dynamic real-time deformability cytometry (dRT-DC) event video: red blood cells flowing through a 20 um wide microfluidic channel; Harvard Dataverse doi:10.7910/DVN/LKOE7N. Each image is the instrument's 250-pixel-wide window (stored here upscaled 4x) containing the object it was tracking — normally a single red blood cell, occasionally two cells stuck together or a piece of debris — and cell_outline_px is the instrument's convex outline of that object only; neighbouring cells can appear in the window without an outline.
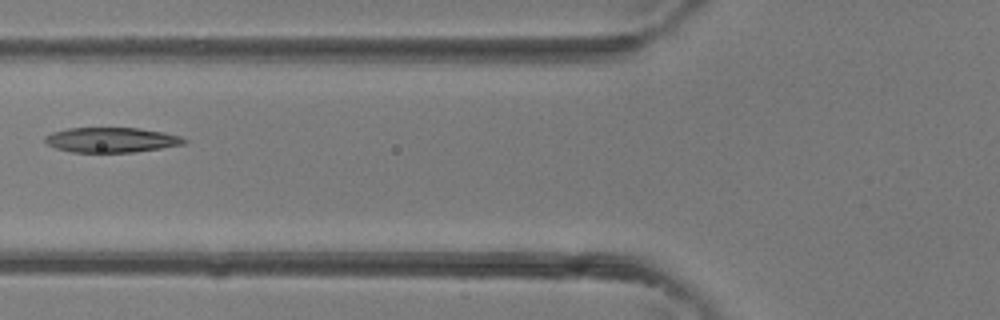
{"species": "common noctule bat (a hibernating species)", "species_latin": "Nyctalus noctula", "temperature_condition": "room temperature", "stored_images_in_passage": 4, "camera_frame_rate_fps": 3000, "um_per_image_px": 0.085, "animal": {"sex": "female"}, "frame": {"image": 1, "passage_image": 4, "time_ms": 1.0, "image_size_px": [1000, 320], "cell_outline_px": [[188, 144], [132, 152], [72, 152], [56, 148], [48, 144], [44, 140], [44, 136], [52, 132], [68, 128], [140, 128], [164, 132], [180, 136], [188, 140]], "centroid_in_image_um": [9.5, 11.89], "position_along_channel_um": 116.3, "area_um2": 20.29}}